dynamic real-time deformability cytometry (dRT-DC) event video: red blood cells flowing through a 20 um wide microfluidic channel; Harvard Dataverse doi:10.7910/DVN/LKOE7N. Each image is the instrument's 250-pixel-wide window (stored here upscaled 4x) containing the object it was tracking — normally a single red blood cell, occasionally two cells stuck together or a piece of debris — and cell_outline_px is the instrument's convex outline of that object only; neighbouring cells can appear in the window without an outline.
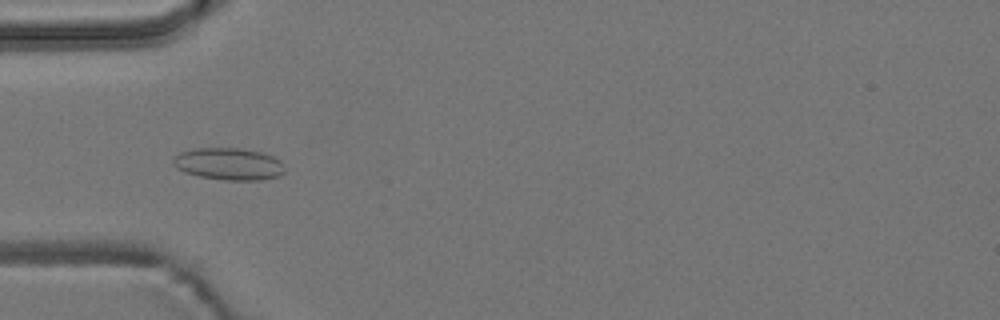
{"species": "common noctule bat (a hibernating species)", "species_latin": "Nyctalus noctula", "temperature_condition": "room temperature", "stored_images_in_passage": 6, "camera_frame_rate_fps": 3000, "um_per_image_px": 0.085, "animal": {"sex": "male", "body_mass_g": 19.2, "forearm_length_mm": 51.8}, "frame": {"image": 1, "passage_image": 5, "time_ms": 5.0, "image_size_px": [1000, 320], "cell_outline_px": [[284, 172], [280, 176], [260, 180], [224, 180], [200, 176], [184, 172], [176, 168], [172, 164], [172, 160], [180, 152], [192, 148], [240, 148], [264, 152], [280, 160], [284, 164]], "centroid_in_image_um": [19.45, 13.93], "position_along_channel_um": 65.5, "area_um2": 21.1}}